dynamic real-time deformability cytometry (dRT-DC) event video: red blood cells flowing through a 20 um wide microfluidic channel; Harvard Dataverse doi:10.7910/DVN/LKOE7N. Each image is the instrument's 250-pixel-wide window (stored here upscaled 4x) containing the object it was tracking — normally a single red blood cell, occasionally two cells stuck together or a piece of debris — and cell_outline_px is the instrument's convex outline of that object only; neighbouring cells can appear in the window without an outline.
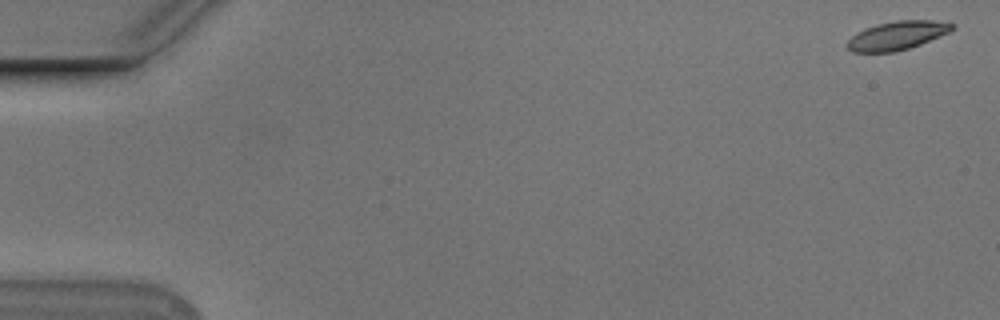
{"species": "Egyptian fruit bat (a non-hibernating species)", "species_latin": "Rousettus aegyptiacus", "temperature_condition": "cold", "stored_images_in_passage": 26, "camera_frame_rate_fps": 3000, "um_per_image_px": 0.085, "animal": {"sex": "male"}, "frame": {"image": 1, "passage_image": 1, "time_ms": 0.0, "image_size_px": [1000, 320], "cell_outline_px": [[956, 24], [948, 32], [920, 44], [896, 52], [852, 52], [844, 44], [856, 32], [864, 28], [876, 24], [896, 20], [932, 20]], "centroid_in_image_um": [76.19, 3.01], "position_along_channel_um": 8.8, "area_um2": 17.46}}
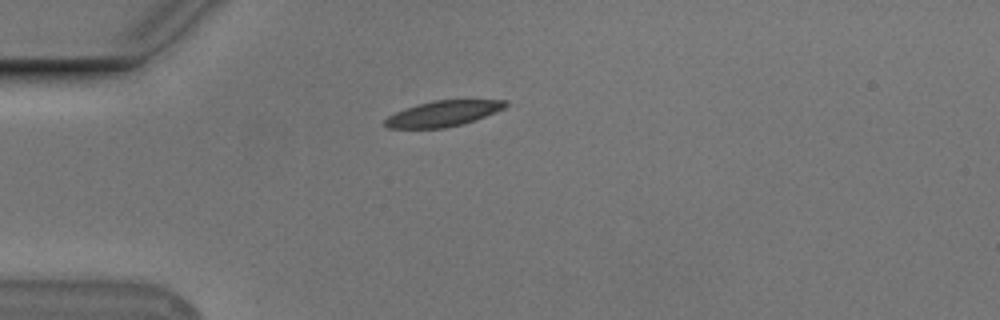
{"frame": {"image": 2, "passage_image": 15, "time_ms": 4.667, "image_size_px": [1000, 320], "cell_outline_px": [[508, 104], [504, 108], [496, 112], [464, 124], [444, 128], [388, 128], [384, 124], [384, 120], [388, 116], [404, 108], [432, 100], [508, 100]], "centroid_in_image_um": [37.66, 9.65], "position_along_channel_um": 47.3, "area_um2": 18.03}}
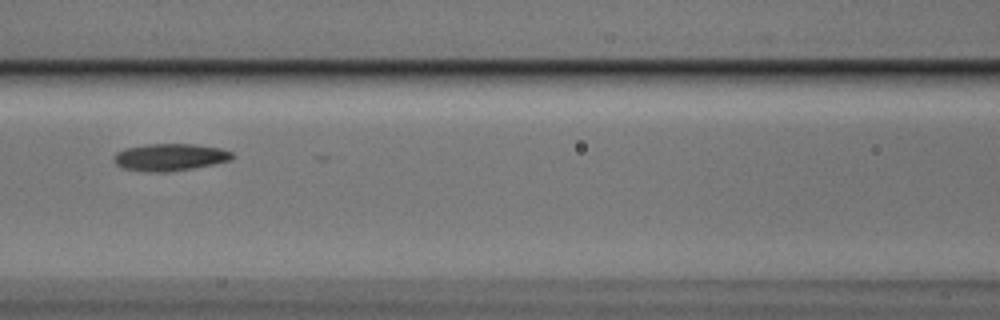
{"frame": {"image": 3, "passage_image": 25, "time_ms": 8.0, "image_size_px": [1000, 320], "cell_outline_px": [[236, 156], [232, 160], [192, 168], [168, 172], [144, 172], [124, 168], [116, 164], [112, 160], [112, 156], [116, 152], [124, 148], [144, 144], [192, 144], [220, 148], [232, 152]], "centroid_in_image_um": [14.41, 13.36], "position_along_channel_um": 152.2, "area_um2": 18.96}}